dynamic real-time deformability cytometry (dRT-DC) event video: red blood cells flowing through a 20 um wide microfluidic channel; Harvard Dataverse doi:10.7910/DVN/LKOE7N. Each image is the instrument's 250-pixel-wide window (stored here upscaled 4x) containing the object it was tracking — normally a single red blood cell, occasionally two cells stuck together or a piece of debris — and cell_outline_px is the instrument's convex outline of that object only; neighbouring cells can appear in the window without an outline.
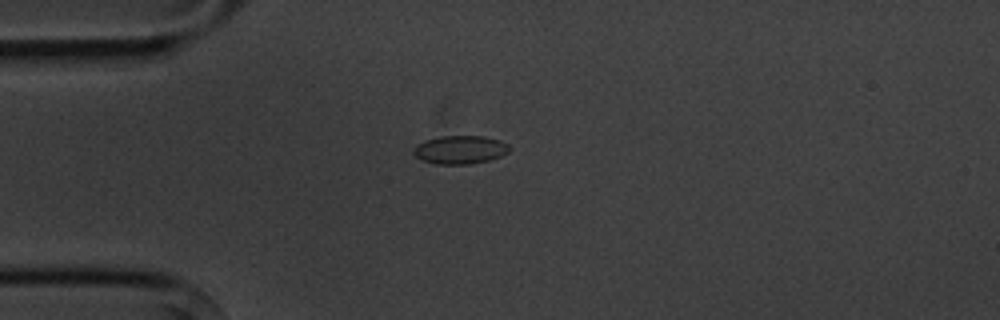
{"species": "common noctule bat (a hibernating species)", "species_latin": "Nyctalus noctula", "temperature_condition": "cold", "stored_images_in_passage": 3, "camera_frame_rate_fps": 3000, "um_per_image_px": 0.085, "animal": {"sex": "male", "body_mass_g": 20.1, "forearm_length_mm": 53.5}, "frame": {"image": 1, "passage_image": 1, "time_ms": 0.0, "image_size_px": [1000, 320], "cell_outline_px": [[512, 148], [508, 152], [500, 156], [488, 160], [468, 164], [436, 164], [424, 160], [416, 156], [412, 152], [416, 144], [424, 140], [440, 136], [484, 136], [500, 140], [508, 144]], "centroid_in_image_um": [39.11, 12.71], "position_along_channel_um": 45.9, "area_um2": 15.84}}
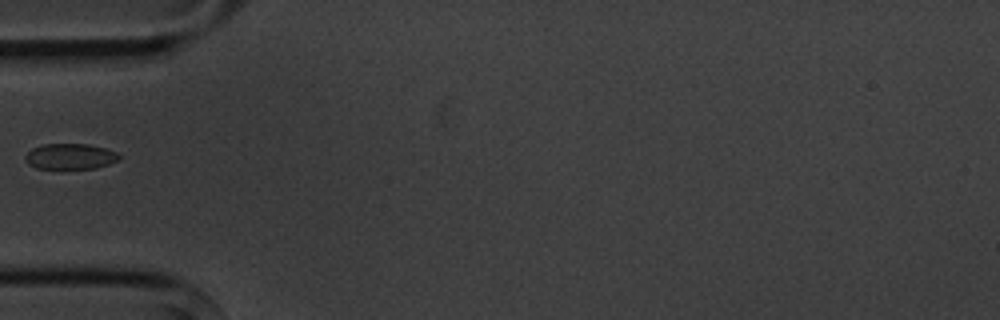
{"frame": {"image": 2, "passage_image": 2, "time_ms": 1.333, "image_size_px": [1000, 320], "cell_outline_px": [[120, 160], [96, 168], [36, 168], [28, 164], [24, 160], [24, 156], [32, 148], [44, 144], [88, 144], [104, 148], [116, 152], [120, 156]], "centroid_in_image_um": [5.95, 13.29], "position_along_channel_um": 79.0, "area_um2": 13.99}}
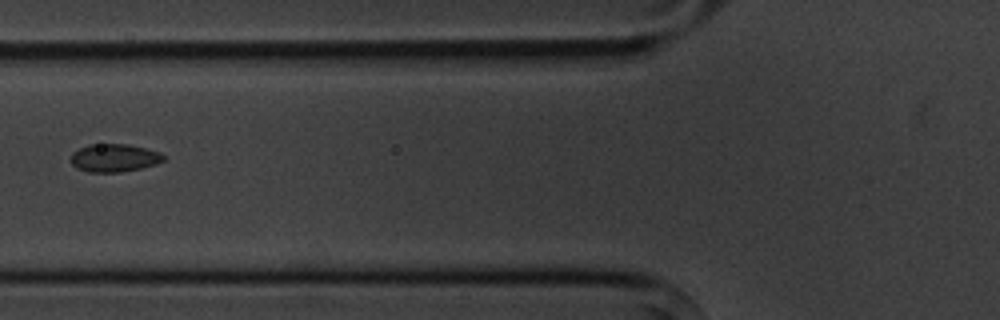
{"frame": {"image": 3, "passage_image": 3, "time_ms": 2.333, "image_size_px": [1000, 320], "cell_outline_px": [[164, 160], [156, 164], [140, 168], [120, 172], [88, 172], [76, 168], [72, 164], [72, 152], [88, 144], [128, 144], [160, 152], [164, 156]], "centroid_in_image_um": [9.7, 13.42], "position_along_channel_um": 116.1, "area_um2": 15.03}}